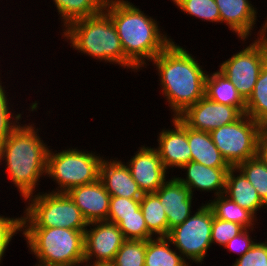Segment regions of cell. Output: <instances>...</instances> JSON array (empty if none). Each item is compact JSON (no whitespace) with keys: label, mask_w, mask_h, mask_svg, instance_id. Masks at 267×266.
<instances>
[{"label":"cell","mask_w":267,"mask_h":266,"mask_svg":"<svg viewBox=\"0 0 267 266\" xmlns=\"http://www.w3.org/2000/svg\"><path fill=\"white\" fill-rule=\"evenodd\" d=\"M193 56L173 40L151 61L158 71L161 92L173 118L205 96L208 72Z\"/></svg>","instance_id":"obj_1"},{"label":"cell","mask_w":267,"mask_h":266,"mask_svg":"<svg viewBox=\"0 0 267 266\" xmlns=\"http://www.w3.org/2000/svg\"><path fill=\"white\" fill-rule=\"evenodd\" d=\"M138 7L128 0H106L104 11L115 25L124 55L142 70L173 39L160 31L157 19L144 14Z\"/></svg>","instance_id":"obj_2"},{"label":"cell","mask_w":267,"mask_h":266,"mask_svg":"<svg viewBox=\"0 0 267 266\" xmlns=\"http://www.w3.org/2000/svg\"><path fill=\"white\" fill-rule=\"evenodd\" d=\"M27 124L22 122L0 145V165L5 164L3 169L22 200L35 194L40 177H46L50 149L39 135L40 128Z\"/></svg>","instance_id":"obj_3"},{"label":"cell","mask_w":267,"mask_h":266,"mask_svg":"<svg viewBox=\"0 0 267 266\" xmlns=\"http://www.w3.org/2000/svg\"><path fill=\"white\" fill-rule=\"evenodd\" d=\"M62 31L63 39L71 43L73 50L100 62L131 69V72L140 71L124 55L115 25L104 10L99 14L74 21Z\"/></svg>","instance_id":"obj_4"},{"label":"cell","mask_w":267,"mask_h":266,"mask_svg":"<svg viewBox=\"0 0 267 266\" xmlns=\"http://www.w3.org/2000/svg\"><path fill=\"white\" fill-rule=\"evenodd\" d=\"M84 232L66 228H22L37 262L54 266L84 265Z\"/></svg>","instance_id":"obj_5"},{"label":"cell","mask_w":267,"mask_h":266,"mask_svg":"<svg viewBox=\"0 0 267 266\" xmlns=\"http://www.w3.org/2000/svg\"><path fill=\"white\" fill-rule=\"evenodd\" d=\"M22 228L86 230L88 222L67 193L38 192L24 199Z\"/></svg>","instance_id":"obj_6"},{"label":"cell","mask_w":267,"mask_h":266,"mask_svg":"<svg viewBox=\"0 0 267 266\" xmlns=\"http://www.w3.org/2000/svg\"><path fill=\"white\" fill-rule=\"evenodd\" d=\"M77 148L70 147L60 152L49 149L46 177L58 185L50 192L67 193L73 187L99 179L100 164L104 157L96 154V151H82Z\"/></svg>","instance_id":"obj_7"},{"label":"cell","mask_w":267,"mask_h":266,"mask_svg":"<svg viewBox=\"0 0 267 266\" xmlns=\"http://www.w3.org/2000/svg\"><path fill=\"white\" fill-rule=\"evenodd\" d=\"M260 27L255 40L237 51L219 65V71L236 85L246 102L253 93L256 81L263 68L267 49V18Z\"/></svg>","instance_id":"obj_8"},{"label":"cell","mask_w":267,"mask_h":266,"mask_svg":"<svg viewBox=\"0 0 267 266\" xmlns=\"http://www.w3.org/2000/svg\"><path fill=\"white\" fill-rule=\"evenodd\" d=\"M213 217L210 207L202 203L193 215L170 230L167 238L189 264L204 263L208 249L212 246Z\"/></svg>","instance_id":"obj_9"},{"label":"cell","mask_w":267,"mask_h":266,"mask_svg":"<svg viewBox=\"0 0 267 266\" xmlns=\"http://www.w3.org/2000/svg\"><path fill=\"white\" fill-rule=\"evenodd\" d=\"M261 125L247 114L235 122L210 132L215 146L230 167H237L257 156V138Z\"/></svg>","instance_id":"obj_10"},{"label":"cell","mask_w":267,"mask_h":266,"mask_svg":"<svg viewBox=\"0 0 267 266\" xmlns=\"http://www.w3.org/2000/svg\"><path fill=\"white\" fill-rule=\"evenodd\" d=\"M88 227L84 232V264H110L126 240L122 231L107 220L89 223Z\"/></svg>","instance_id":"obj_11"},{"label":"cell","mask_w":267,"mask_h":266,"mask_svg":"<svg viewBox=\"0 0 267 266\" xmlns=\"http://www.w3.org/2000/svg\"><path fill=\"white\" fill-rule=\"evenodd\" d=\"M242 115L237 107L217 103L204 96L178 118L191 129L210 133L221 126L235 122Z\"/></svg>","instance_id":"obj_12"},{"label":"cell","mask_w":267,"mask_h":266,"mask_svg":"<svg viewBox=\"0 0 267 266\" xmlns=\"http://www.w3.org/2000/svg\"><path fill=\"white\" fill-rule=\"evenodd\" d=\"M134 154L126 163L132 178L138 183L143 194L155 193L169 174L162 164L157 149L144 144L138 147Z\"/></svg>","instance_id":"obj_13"},{"label":"cell","mask_w":267,"mask_h":266,"mask_svg":"<svg viewBox=\"0 0 267 266\" xmlns=\"http://www.w3.org/2000/svg\"><path fill=\"white\" fill-rule=\"evenodd\" d=\"M171 118L174 128L161 129L158 133V147H155L167 171H173V168L179 170L191 161L187 126L178 117Z\"/></svg>","instance_id":"obj_14"},{"label":"cell","mask_w":267,"mask_h":266,"mask_svg":"<svg viewBox=\"0 0 267 266\" xmlns=\"http://www.w3.org/2000/svg\"><path fill=\"white\" fill-rule=\"evenodd\" d=\"M167 215L168 235L172 228L183 223L192 213L194 196L190 189L182 184L177 176L167 179L155 192Z\"/></svg>","instance_id":"obj_15"},{"label":"cell","mask_w":267,"mask_h":266,"mask_svg":"<svg viewBox=\"0 0 267 266\" xmlns=\"http://www.w3.org/2000/svg\"><path fill=\"white\" fill-rule=\"evenodd\" d=\"M67 194L88 223L108 219L111 195L106 191L100 179L90 184L73 187Z\"/></svg>","instance_id":"obj_16"},{"label":"cell","mask_w":267,"mask_h":266,"mask_svg":"<svg viewBox=\"0 0 267 266\" xmlns=\"http://www.w3.org/2000/svg\"><path fill=\"white\" fill-rule=\"evenodd\" d=\"M220 12V23L244 43L253 34L257 22V8L250 0H215Z\"/></svg>","instance_id":"obj_17"},{"label":"cell","mask_w":267,"mask_h":266,"mask_svg":"<svg viewBox=\"0 0 267 266\" xmlns=\"http://www.w3.org/2000/svg\"><path fill=\"white\" fill-rule=\"evenodd\" d=\"M99 179L111 196L129 199H141L143 197V192L132 178L128 166L118 158L102 159Z\"/></svg>","instance_id":"obj_18"},{"label":"cell","mask_w":267,"mask_h":266,"mask_svg":"<svg viewBox=\"0 0 267 266\" xmlns=\"http://www.w3.org/2000/svg\"><path fill=\"white\" fill-rule=\"evenodd\" d=\"M230 168H212L191 160L181 168L186 171V178L178 176L177 179L190 189L192 195L197 190L214 193L213 197H217L225 192L226 176Z\"/></svg>","instance_id":"obj_19"},{"label":"cell","mask_w":267,"mask_h":266,"mask_svg":"<svg viewBox=\"0 0 267 266\" xmlns=\"http://www.w3.org/2000/svg\"><path fill=\"white\" fill-rule=\"evenodd\" d=\"M224 195L256 218L261 209L267 211V205L260 199L255 187L237 167H231L227 172Z\"/></svg>","instance_id":"obj_20"},{"label":"cell","mask_w":267,"mask_h":266,"mask_svg":"<svg viewBox=\"0 0 267 266\" xmlns=\"http://www.w3.org/2000/svg\"><path fill=\"white\" fill-rule=\"evenodd\" d=\"M187 141L192 161L212 168L230 167L215 146L209 132L194 130L187 126Z\"/></svg>","instance_id":"obj_21"},{"label":"cell","mask_w":267,"mask_h":266,"mask_svg":"<svg viewBox=\"0 0 267 266\" xmlns=\"http://www.w3.org/2000/svg\"><path fill=\"white\" fill-rule=\"evenodd\" d=\"M205 96L214 102L235 106L245 114V101L239 95L236 85L219 70L207 74Z\"/></svg>","instance_id":"obj_22"},{"label":"cell","mask_w":267,"mask_h":266,"mask_svg":"<svg viewBox=\"0 0 267 266\" xmlns=\"http://www.w3.org/2000/svg\"><path fill=\"white\" fill-rule=\"evenodd\" d=\"M205 203L210 207L214 217L241 225L244 229L254 228L259 219L224 194Z\"/></svg>","instance_id":"obj_23"},{"label":"cell","mask_w":267,"mask_h":266,"mask_svg":"<svg viewBox=\"0 0 267 266\" xmlns=\"http://www.w3.org/2000/svg\"><path fill=\"white\" fill-rule=\"evenodd\" d=\"M167 237H155L146 241L145 266H188L189 263L175 249Z\"/></svg>","instance_id":"obj_24"},{"label":"cell","mask_w":267,"mask_h":266,"mask_svg":"<svg viewBox=\"0 0 267 266\" xmlns=\"http://www.w3.org/2000/svg\"><path fill=\"white\" fill-rule=\"evenodd\" d=\"M60 15L62 30L70 23L101 13L106 0H53Z\"/></svg>","instance_id":"obj_25"},{"label":"cell","mask_w":267,"mask_h":266,"mask_svg":"<svg viewBox=\"0 0 267 266\" xmlns=\"http://www.w3.org/2000/svg\"><path fill=\"white\" fill-rule=\"evenodd\" d=\"M140 208L143 212L146 226L154 237L168 236V221L165 206H162L155 193L143 194L140 199Z\"/></svg>","instance_id":"obj_26"},{"label":"cell","mask_w":267,"mask_h":266,"mask_svg":"<svg viewBox=\"0 0 267 266\" xmlns=\"http://www.w3.org/2000/svg\"><path fill=\"white\" fill-rule=\"evenodd\" d=\"M245 114L261 126H267V49L263 68L253 93L245 102Z\"/></svg>","instance_id":"obj_27"},{"label":"cell","mask_w":267,"mask_h":266,"mask_svg":"<svg viewBox=\"0 0 267 266\" xmlns=\"http://www.w3.org/2000/svg\"><path fill=\"white\" fill-rule=\"evenodd\" d=\"M173 3L187 16L220 24V12L215 0H175Z\"/></svg>","instance_id":"obj_28"},{"label":"cell","mask_w":267,"mask_h":266,"mask_svg":"<svg viewBox=\"0 0 267 266\" xmlns=\"http://www.w3.org/2000/svg\"><path fill=\"white\" fill-rule=\"evenodd\" d=\"M255 187L260 199L267 205V167L258 156L250 158L237 166Z\"/></svg>","instance_id":"obj_29"},{"label":"cell","mask_w":267,"mask_h":266,"mask_svg":"<svg viewBox=\"0 0 267 266\" xmlns=\"http://www.w3.org/2000/svg\"><path fill=\"white\" fill-rule=\"evenodd\" d=\"M146 241L125 240L116 253L111 266H145Z\"/></svg>","instance_id":"obj_30"},{"label":"cell","mask_w":267,"mask_h":266,"mask_svg":"<svg viewBox=\"0 0 267 266\" xmlns=\"http://www.w3.org/2000/svg\"><path fill=\"white\" fill-rule=\"evenodd\" d=\"M2 84L0 80V145L21 124L22 115H24L20 112H17V114L14 113V110L9 107L11 106L9 105L10 100L7 98L9 95L8 92L6 93L7 90H5V86H2Z\"/></svg>","instance_id":"obj_31"},{"label":"cell","mask_w":267,"mask_h":266,"mask_svg":"<svg viewBox=\"0 0 267 266\" xmlns=\"http://www.w3.org/2000/svg\"><path fill=\"white\" fill-rule=\"evenodd\" d=\"M118 227L126 240H149L155 238L148 230L141 208L137 215L120 216Z\"/></svg>","instance_id":"obj_32"},{"label":"cell","mask_w":267,"mask_h":266,"mask_svg":"<svg viewBox=\"0 0 267 266\" xmlns=\"http://www.w3.org/2000/svg\"><path fill=\"white\" fill-rule=\"evenodd\" d=\"M139 209L140 199L111 196L107 221L118 225L120 216L137 215Z\"/></svg>","instance_id":"obj_33"},{"label":"cell","mask_w":267,"mask_h":266,"mask_svg":"<svg viewBox=\"0 0 267 266\" xmlns=\"http://www.w3.org/2000/svg\"><path fill=\"white\" fill-rule=\"evenodd\" d=\"M243 230L244 228L237 223L223 221L213 217L211 243L212 245L218 244L222 248L229 240L237 236Z\"/></svg>","instance_id":"obj_34"},{"label":"cell","mask_w":267,"mask_h":266,"mask_svg":"<svg viewBox=\"0 0 267 266\" xmlns=\"http://www.w3.org/2000/svg\"><path fill=\"white\" fill-rule=\"evenodd\" d=\"M22 231V217L0 215V265L14 236Z\"/></svg>","instance_id":"obj_35"},{"label":"cell","mask_w":267,"mask_h":266,"mask_svg":"<svg viewBox=\"0 0 267 266\" xmlns=\"http://www.w3.org/2000/svg\"><path fill=\"white\" fill-rule=\"evenodd\" d=\"M231 266H267V245L257 241L243 255L235 259Z\"/></svg>","instance_id":"obj_36"},{"label":"cell","mask_w":267,"mask_h":266,"mask_svg":"<svg viewBox=\"0 0 267 266\" xmlns=\"http://www.w3.org/2000/svg\"><path fill=\"white\" fill-rule=\"evenodd\" d=\"M255 231L254 228H247L240 232L237 236L229 240V242L224 246V250L228 252H233L239 257L243 256L257 240L251 237V232Z\"/></svg>","instance_id":"obj_37"},{"label":"cell","mask_w":267,"mask_h":266,"mask_svg":"<svg viewBox=\"0 0 267 266\" xmlns=\"http://www.w3.org/2000/svg\"><path fill=\"white\" fill-rule=\"evenodd\" d=\"M257 156L267 167V126H262L257 138Z\"/></svg>","instance_id":"obj_38"},{"label":"cell","mask_w":267,"mask_h":266,"mask_svg":"<svg viewBox=\"0 0 267 266\" xmlns=\"http://www.w3.org/2000/svg\"><path fill=\"white\" fill-rule=\"evenodd\" d=\"M34 266H54V265H46V264L37 262V264H35Z\"/></svg>","instance_id":"obj_39"},{"label":"cell","mask_w":267,"mask_h":266,"mask_svg":"<svg viewBox=\"0 0 267 266\" xmlns=\"http://www.w3.org/2000/svg\"><path fill=\"white\" fill-rule=\"evenodd\" d=\"M83 266H111V265L110 264H103V265H87V264H85Z\"/></svg>","instance_id":"obj_40"}]
</instances>
